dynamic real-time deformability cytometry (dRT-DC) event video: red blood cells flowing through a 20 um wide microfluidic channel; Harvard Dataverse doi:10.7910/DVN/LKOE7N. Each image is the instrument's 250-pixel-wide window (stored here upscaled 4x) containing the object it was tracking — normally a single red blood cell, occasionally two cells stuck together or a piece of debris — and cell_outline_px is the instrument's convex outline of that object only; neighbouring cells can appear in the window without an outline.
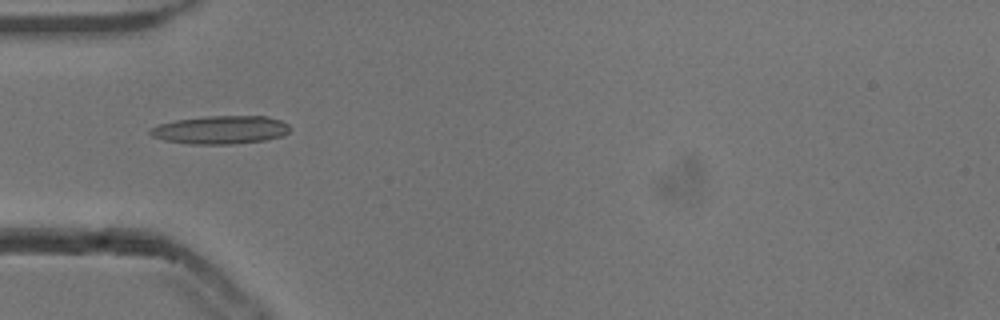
{"species": "common noctule bat (a hibernating species)", "species_latin": "Nyctalus noctula", "temperature_condition": "cold", "stored_images_in_passage": 37, "camera_frame_rate_fps": 3000, "um_per_image_px": 0.085, "animal": {"sex": "male", "body_mass_g": 13.3}, "frame": {"image": 1, "passage_image": 1, "time_ms": 0.0, "image_size_px": [1000, 320], "cell_outline_px": [[288, 132], [284, 136], [264, 140], [232, 144], [192, 144], [164, 140], [152, 136], [148, 132], [152, 128], [160, 124], [176, 120], [208, 116], [268, 116], [280, 120], [288, 124]], "centroid_in_image_um": [18.77, 11.04], "position_along_channel_um": 66.2, "area_um2": 22.83}}
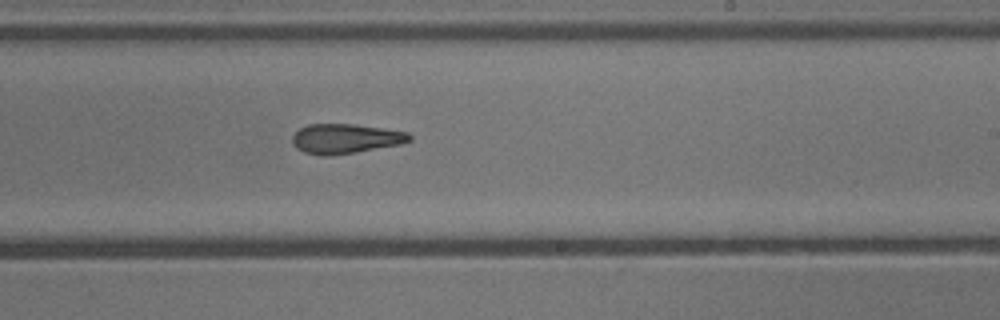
{"frame": {"image": 2, "passage_image": 16, "time_ms": 5.0, "image_size_px": [1000, 320], "cell_outline_px": [[412, 140], [400, 144], [356, 152], [328, 156], [320, 156], [304, 152], [296, 148], [292, 144], [292, 136], [300, 128], [308, 124], [352, 124], [408, 132], [412, 136]], "centroid_in_image_um": [29.33, 11.79], "position_along_channel_um": 259.7, "area_um2": 20.23}}
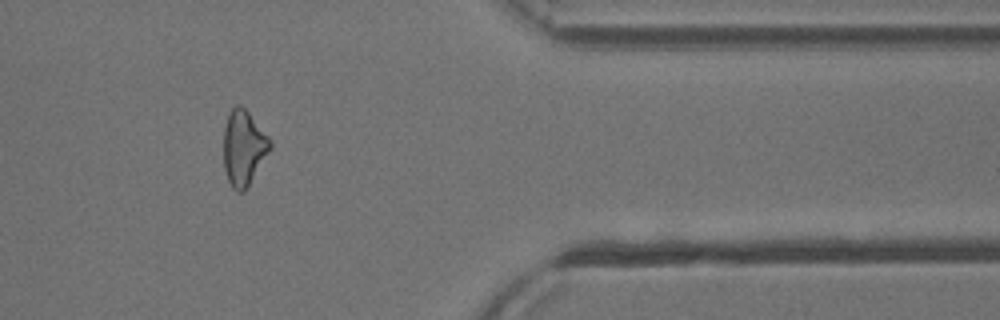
{"frame": {"image": 3, "passage_image": 28, "time_ms": 9.0, "image_size_px": [1000, 320], "cell_outline_px": [[272, 144], [268, 152], [244, 192], [236, 192], [232, 188], [228, 180], [224, 168], [224, 128], [228, 116], [232, 108], [236, 104], [240, 104], [248, 112], [268, 136]], "centroid_in_image_um": [20.68, 12.57], "position_along_channel_um": 390.7, "area_um2": 20.0}, "authors_computed_cell_mechanics": {"area_um2": 20.7502, "velocity_mm_per_s": 3.8591, "shape_relaxation_time_tau1_ms": 7.5641, "shape_relaxation_time_tau2_ms": 7.5228, "deformation_change_tau1": 0.1955, "deformation_change_tau2": 0.23}}